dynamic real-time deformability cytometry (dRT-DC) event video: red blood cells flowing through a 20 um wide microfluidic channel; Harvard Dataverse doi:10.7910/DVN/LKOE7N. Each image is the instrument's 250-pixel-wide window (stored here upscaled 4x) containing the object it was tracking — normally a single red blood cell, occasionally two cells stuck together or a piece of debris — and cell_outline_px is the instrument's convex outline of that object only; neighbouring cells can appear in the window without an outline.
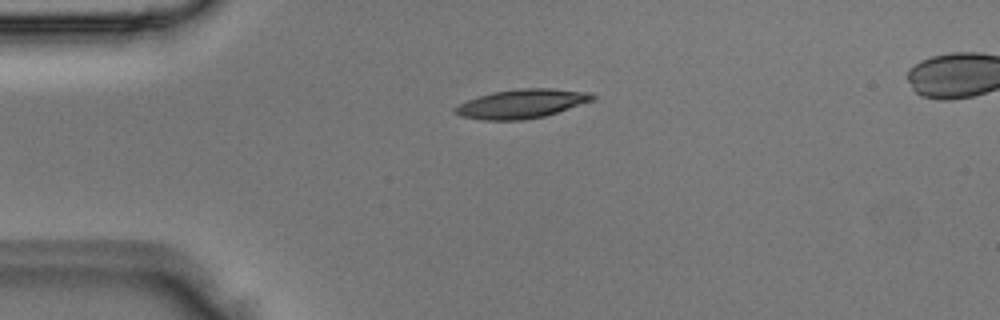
{"species": "Egyptian fruit bat (a non-hibernating species)", "species_latin": "Rousettus aegyptiacus", "temperature_condition": "room temperature", "stored_images_in_passage": 2, "segment_of_instrument_passage": [1, 2], "camera_frame_rate_fps": 3000, "um_per_image_px": 0.085, "animal": {"sex": "male"}, "frame": {"image": 1, "passage_image": 1, "time_ms": 0.0, "image_size_px": [1000, 320], "cell_outline_px": [[596, 100], [544, 116], [524, 120], [480, 120], [460, 116], [452, 112], [452, 108], [468, 100], [492, 92], [520, 88], [552, 88], [588, 92], [596, 96]], "centroid_in_image_um": [44.34, 8.82], "position_along_channel_um": 40.7, "area_um2": 23.35}}